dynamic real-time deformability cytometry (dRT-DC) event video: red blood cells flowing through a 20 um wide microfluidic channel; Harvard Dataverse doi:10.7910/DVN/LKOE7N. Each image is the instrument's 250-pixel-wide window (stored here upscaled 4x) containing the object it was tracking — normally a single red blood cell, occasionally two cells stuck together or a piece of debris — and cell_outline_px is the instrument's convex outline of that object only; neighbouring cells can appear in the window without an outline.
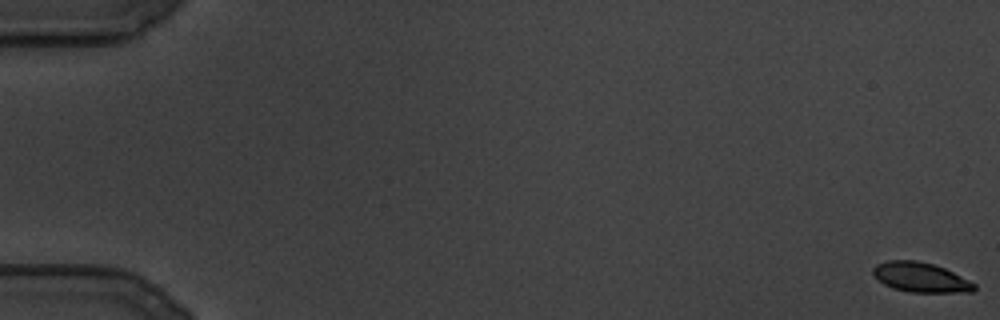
{"species": "common noctule bat (a hibernating species)", "species_latin": "Nyctalus noctula", "temperature_condition": "cold", "stored_images_in_passage": 108, "camera_frame_rate_fps": 3000, "um_per_image_px": 0.085, "animal": {"sex": "male", "body_mass_g": 19.5, "forearm_length_mm": 54.6}, "frame": {"image": 1, "passage_image": 1, "time_ms": 0.0, "image_size_px": [1000, 320], "cell_outline_px": [[976, 288], [972, 292], [908, 292], [892, 288], [884, 284], [872, 272], [872, 268], [876, 264], [888, 260], [916, 260], [932, 264], [944, 268], [976, 284]], "centroid_in_image_um": [78.24, 23.57], "position_along_channel_um": 6.8, "area_um2": 17.4}}
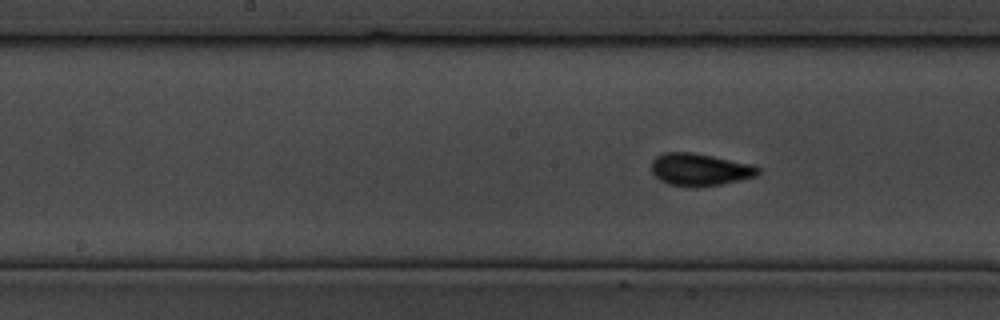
{"frame": {"image": 2, "passage_image": 62, "time_ms": 20.333, "image_size_px": [1000, 320], "cell_outline_px": [[760, 172], [756, 176], [740, 180], [720, 184], [696, 188], [668, 184], [660, 180], [652, 172], [652, 160], [656, 156], [664, 152], [692, 152], [752, 164], [760, 168]], "centroid_in_image_um": [59.48, 14.41], "position_along_channel_um": 188.7, "area_um2": 20.17}}
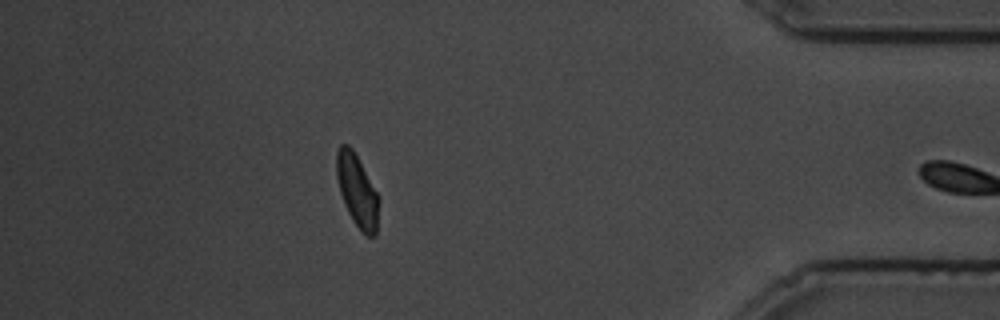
{"frame": {"image": 3, "passage_image": 107, "time_ms": 35.333, "image_size_px": [1000, 320], "cell_outline_px": [[380, 200], [376, 236], [368, 236], [352, 220], [344, 204], [340, 192], [336, 176], [336, 152], [340, 144], [348, 144], [352, 148], [380, 196]], "centroid_in_image_um": [30.37, 16.19], "position_along_channel_um": 404.8, "area_um2": 17.98}}